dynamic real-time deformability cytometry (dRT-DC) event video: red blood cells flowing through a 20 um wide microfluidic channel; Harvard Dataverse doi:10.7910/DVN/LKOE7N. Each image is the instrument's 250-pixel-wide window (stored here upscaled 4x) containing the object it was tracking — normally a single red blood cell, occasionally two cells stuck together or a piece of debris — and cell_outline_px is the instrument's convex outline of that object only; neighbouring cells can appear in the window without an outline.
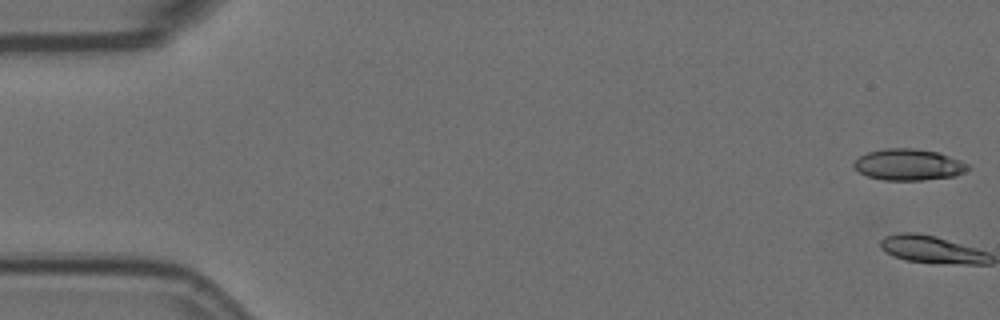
{"species": "Egyptian fruit bat (a non-hibernating species)", "species_latin": "Rousettus aegyptiacus", "temperature_condition": "room temperature", "stored_images_in_passage": 2, "camera_frame_rate_fps": 3000, "um_per_image_px": 0.085, "animal": {"sex": "female"}, "frame": {"image": 1, "passage_image": 1, "time_ms": 0.0, "image_size_px": [1000, 320], "cell_outline_px": [[972, 168], [956, 176], [924, 180], [884, 180], [868, 176], [860, 172], [852, 164], [860, 156], [868, 152], [888, 148], [912, 148], [936, 152], [948, 156], [968, 164]], "centroid_in_image_um": [77.25, 14.0], "position_along_channel_um": 7.8, "area_um2": 20.63}}